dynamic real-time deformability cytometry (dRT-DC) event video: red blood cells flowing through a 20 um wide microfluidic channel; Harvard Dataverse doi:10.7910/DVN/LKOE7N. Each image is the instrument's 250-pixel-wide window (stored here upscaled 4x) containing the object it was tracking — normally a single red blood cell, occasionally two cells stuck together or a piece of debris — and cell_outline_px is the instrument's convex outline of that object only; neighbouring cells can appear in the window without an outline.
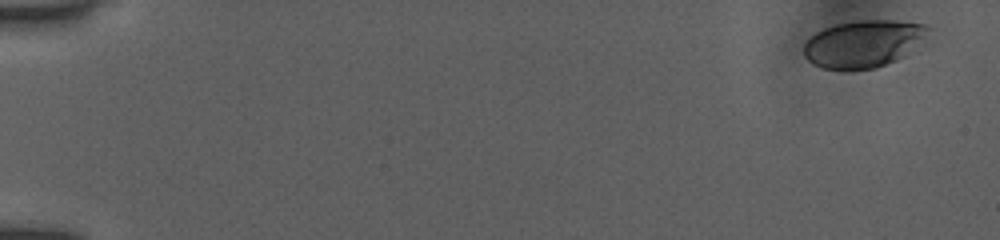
{"species": "human", "species_latin": "Homo sapiens", "temperature_condition": "room temperature", "stored_images_in_passage": 19, "camera_frame_rate_fps": 3000, "um_per_image_px": 0.085, "donor": {"sex": "female"}, "frame": {"image": 1, "passage_image": 1, "time_ms": 0.0, "image_size_px": [1000, 240], "cell_outline_px": [[932, 28], [904, 56], [896, 60], [876, 68], [824, 68], [812, 64], [804, 56], [804, 44], [816, 32], [824, 28], [836, 24], [860, 20], [892, 20], [928, 24]], "centroid_in_image_um": [73.38, 3.69], "position_along_channel_um": 11.6, "area_um2": 33.64}}
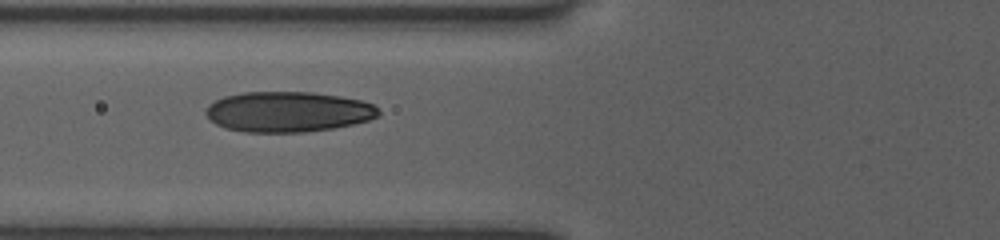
{"frame": {"image": 2, "passage_image": 11, "time_ms": 3.333, "image_size_px": [1000, 240], "cell_outline_px": [[380, 116], [368, 120], [352, 124], [332, 128], [304, 132], [244, 132], [224, 128], [216, 124], [204, 112], [208, 104], [224, 96], [244, 92], [312, 92], [340, 96], [360, 100], [372, 104], [380, 112]], "centroid_in_image_um": [24.46, 9.5], "position_along_channel_um": 101.3, "area_um2": 40.63}}
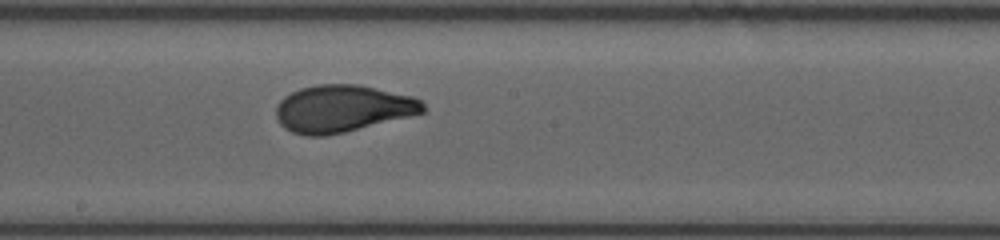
{"frame": {"image": 3, "passage_image": 19, "time_ms": 6.0, "image_size_px": [1000, 240], "cell_outline_px": [[424, 112], [344, 132], [324, 136], [308, 136], [292, 132], [284, 128], [280, 124], [276, 116], [276, 104], [284, 96], [300, 88], [316, 84], [360, 84], [412, 96], [420, 100], [424, 104]], "centroid_in_image_um": [29.07, 9.22], "position_along_channel_um": 219.1, "area_um2": 40.23}}